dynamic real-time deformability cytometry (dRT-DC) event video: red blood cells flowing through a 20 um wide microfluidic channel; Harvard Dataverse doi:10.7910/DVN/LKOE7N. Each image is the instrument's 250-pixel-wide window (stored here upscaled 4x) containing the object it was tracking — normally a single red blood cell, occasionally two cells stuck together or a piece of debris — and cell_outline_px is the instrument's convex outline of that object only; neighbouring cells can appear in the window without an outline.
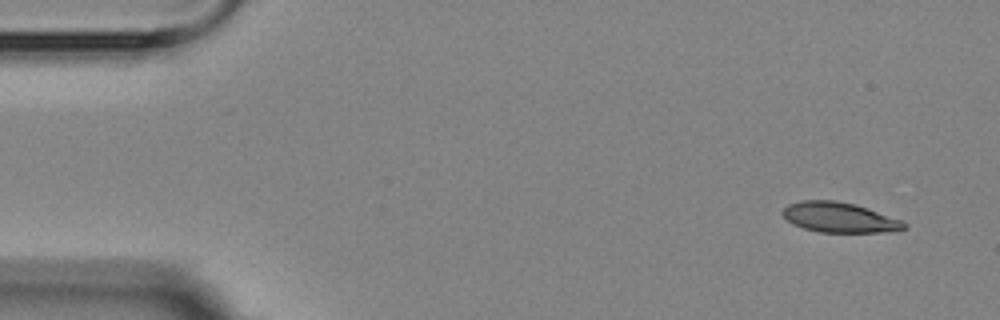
{"species": "Egyptian fruit bat (a non-hibernating species)", "species_latin": "Rousettus aegyptiacus", "temperature_condition": "room temperature", "stored_images_in_passage": 5, "camera_frame_rate_fps": 3000, "um_per_image_px": 0.085, "animal": {"sex": "female"}, "frame": {"image": 1, "passage_image": 1, "time_ms": 0.0, "image_size_px": [1000, 320], "cell_outline_px": [[908, 228], [896, 232], [820, 232], [804, 228], [792, 224], [780, 212], [788, 204], [800, 200], [836, 200], [856, 204], [904, 220], [908, 224]], "centroid_in_image_um": [71.42, 18.48], "position_along_channel_um": 13.6, "area_um2": 21.73}}
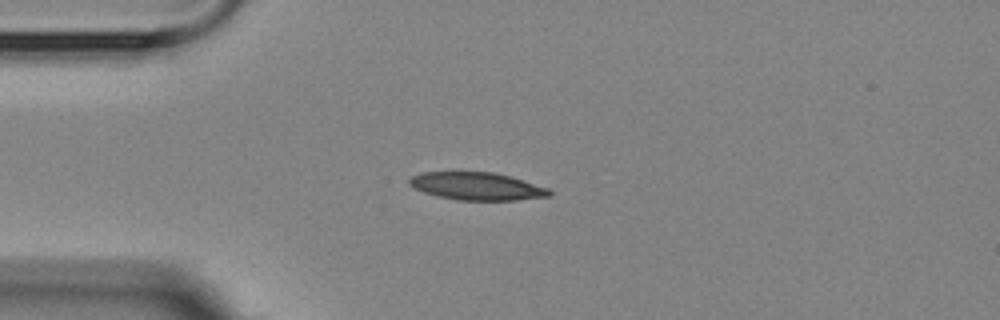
{"frame": {"image": 2, "passage_image": 4, "time_ms": 3.333, "image_size_px": [1000, 320], "cell_outline_px": [[552, 196], [516, 200], [456, 200], [436, 196], [424, 192], [408, 184], [408, 180], [412, 176], [420, 172], [492, 172], [512, 176], [548, 188], [552, 192]], "centroid_in_image_um": [40.55, 15.83], "position_along_channel_um": 44.5, "area_um2": 22.72}}
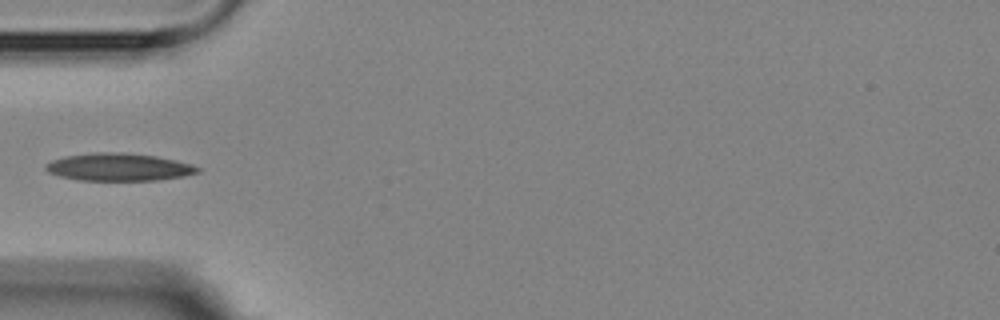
{"frame": {"image": 3, "passage_image": 5, "time_ms": 4.667, "image_size_px": [1000, 320], "cell_outline_px": [[200, 172], [184, 176], [160, 180], [80, 180], [60, 176], [48, 172], [44, 168], [44, 164], [52, 160], [64, 156], [92, 152], [120, 152], [156, 156], [176, 160], [192, 164], [200, 168]], "centroid_in_image_um": [10.09, 14.19], "position_along_channel_um": 74.9, "area_um2": 24.57}}